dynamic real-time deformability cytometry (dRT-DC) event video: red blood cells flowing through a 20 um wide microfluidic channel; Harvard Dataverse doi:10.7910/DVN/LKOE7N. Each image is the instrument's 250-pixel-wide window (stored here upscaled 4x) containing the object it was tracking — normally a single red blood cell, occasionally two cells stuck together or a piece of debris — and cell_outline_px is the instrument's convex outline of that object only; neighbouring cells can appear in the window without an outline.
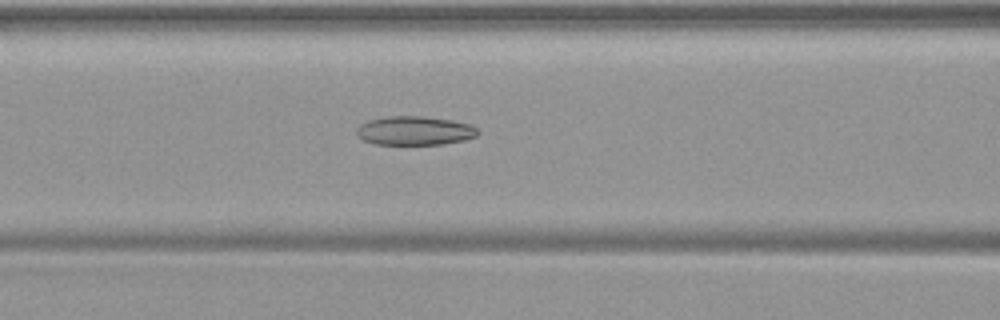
{"species": "common noctule bat (a hibernating species)", "species_latin": "Nyctalus noctula", "temperature_condition": "warm", "stored_images_in_passage": 50, "camera_frame_rate_fps": 3000, "um_per_image_px": 0.085, "animal": {"sex": "female", "body_mass_g": 19.9}, "frame": {"image": 1, "passage_image": 21, "time_ms": 6.667, "image_size_px": [1000, 320], "cell_outline_px": [[480, 132], [476, 136], [464, 140], [444, 144], [376, 144], [364, 140], [356, 132], [356, 128], [360, 124], [368, 120], [384, 116], [420, 116], [452, 120], [472, 124]], "centroid_in_image_um": [35.26, 11.1], "position_along_channel_um": 131.3, "area_um2": 20.46}}
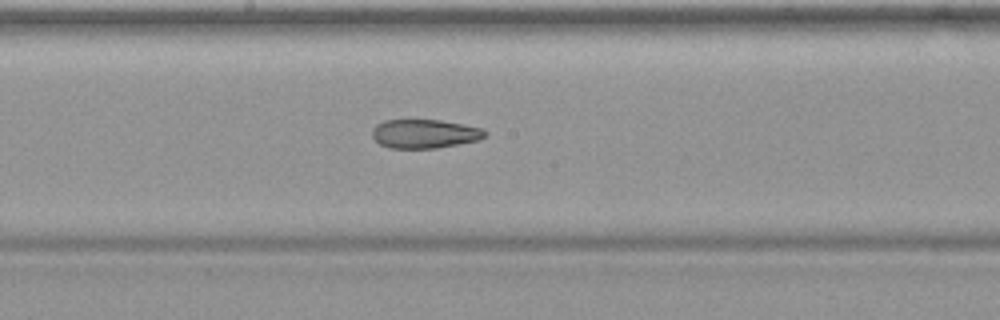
{"frame": {"image": 2, "passage_image": 27, "time_ms": 8.667, "image_size_px": [1000, 320], "cell_outline_px": [[488, 132], [480, 140], [436, 148], [388, 148], [380, 144], [372, 136], [372, 128], [376, 124], [384, 120], [440, 120], [464, 124], [484, 128]], "centroid_in_image_um": [36.1, 11.36], "position_along_channel_um": 212.1, "area_um2": 19.13}}
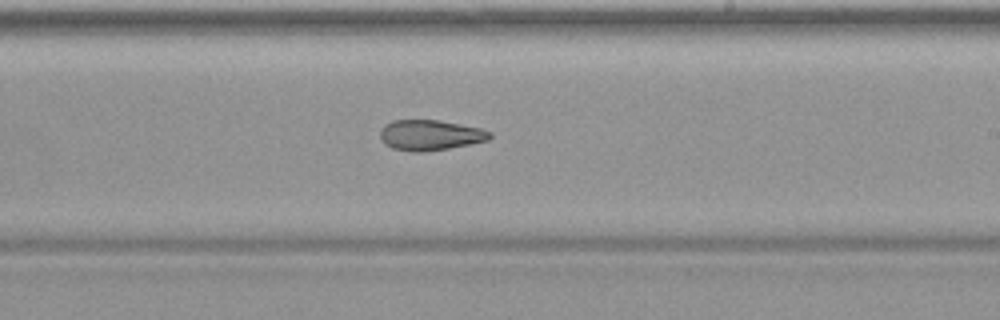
{"frame": {"image": 3, "passage_image": 30, "time_ms": 9.667, "image_size_px": [1000, 320], "cell_outline_px": [[492, 136], [488, 140], [472, 144], [424, 152], [412, 152], [392, 148], [384, 144], [380, 140], [380, 128], [384, 124], [392, 120], [440, 120], [480, 128], [492, 132]], "centroid_in_image_um": [36.53, 11.48], "position_along_channel_um": 252.5, "area_um2": 19.71}}